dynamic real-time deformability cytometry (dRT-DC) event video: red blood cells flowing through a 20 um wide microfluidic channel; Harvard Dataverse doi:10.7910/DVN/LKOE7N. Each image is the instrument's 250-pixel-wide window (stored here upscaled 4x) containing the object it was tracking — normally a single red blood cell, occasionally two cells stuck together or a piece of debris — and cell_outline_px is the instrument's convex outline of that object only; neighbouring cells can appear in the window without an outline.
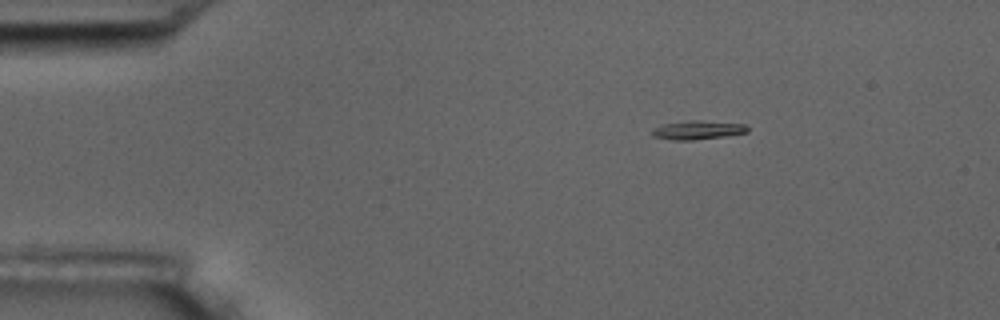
{"species": "common noctule bat (a hibernating species)", "species_latin": "Nyctalus noctula", "temperature_condition": "room temperature", "stored_images_in_passage": 5, "camera_frame_rate_fps": 3000, "um_per_image_px": 0.085, "animal": {"sex": "male", "body_mass_g": 17.5, "forearm_length_mm": 52.3}, "frame": {"image": 1, "passage_image": 3, "time_ms": 2.333, "image_size_px": [1000, 320], "cell_outline_px": [[748, 132], [724, 136], [692, 140], [672, 140], [652, 136], [652, 128], [660, 124], [688, 120], [700, 120], [744, 124], [748, 128]], "centroid_in_image_um": [59.24, 11.04], "position_along_channel_um": 25.8, "area_um2": 10.52}}